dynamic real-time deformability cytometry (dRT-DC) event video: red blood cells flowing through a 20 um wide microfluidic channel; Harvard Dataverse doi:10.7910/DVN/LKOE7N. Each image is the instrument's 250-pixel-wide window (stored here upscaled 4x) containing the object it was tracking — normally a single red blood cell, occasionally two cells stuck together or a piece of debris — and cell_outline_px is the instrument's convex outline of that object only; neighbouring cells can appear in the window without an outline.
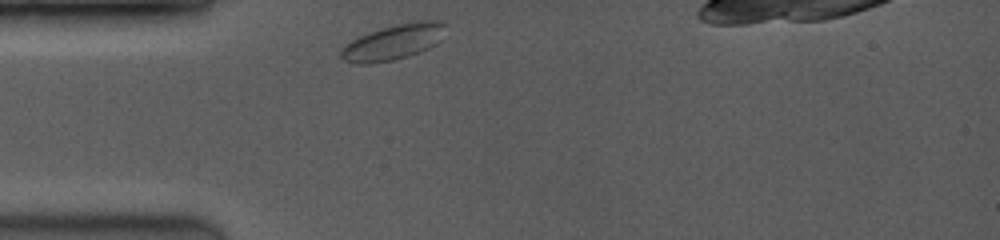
{"species": "common noctule bat (a hibernating species)", "species_latin": "Nyctalus noctula", "temperature_condition": "room temperature", "stored_images_in_passage": 17, "camera_frame_rate_fps": 3500, "um_per_image_px": 0.085, "animal": {"sex": "female", "body_mass_g": 19.0, "forearm_length_mm": 53.3}, "frame": {"image": 1, "passage_image": 1, "time_ms": 0.0, "image_size_px": [1000, 240], "cell_outline_px": [[448, 24], [440, 40], [436, 44], [420, 52], [408, 56], [392, 60], [368, 64], [356, 64], [344, 60], [340, 56], [340, 48], [352, 40], [368, 32], [380, 28], [396, 24], [420, 20], [440, 20]], "centroid_in_image_um": [33.45, 3.56], "position_along_channel_um": 51.5, "area_um2": 21.79}}
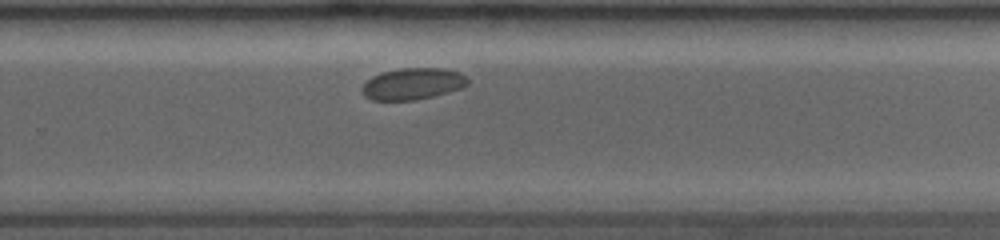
{"frame": {"image": 2, "passage_image": 11, "time_ms": 6.857, "image_size_px": [1000, 240], "cell_outline_px": [[468, 84], [460, 88], [448, 92], [416, 100], [372, 100], [364, 96], [360, 88], [372, 76], [380, 72], [396, 68], [444, 68], [460, 72], [468, 76]], "centroid_in_image_um": [35.07, 7.11], "position_along_channel_um": 294.7, "area_um2": 19.65}}
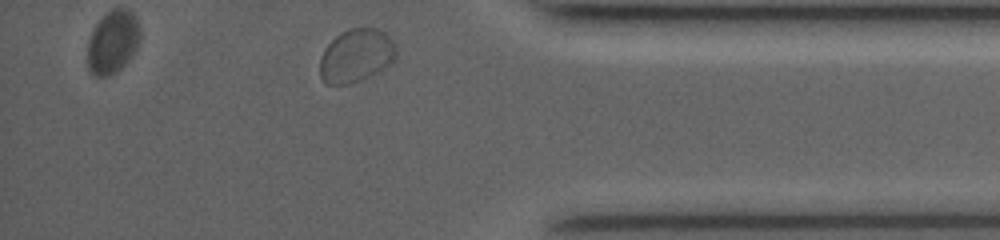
{"frame": {"image": 3, "passage_image": 17, "time_ms": 10.0, "image_size_px": [1000, 240], "cell_outline_px": [[396, 60], [384, 68], [360, 80], [348, 84], [328, 84], [320, 76], [320, 56], [324, 48], [340, 32], [352, 28], [376, 28], [384, 32], [396, 44]], "centroid_in_image_um": [30.28, 4.71], "position_along_channel_um": 404.9, "area_um2": 23.64}}